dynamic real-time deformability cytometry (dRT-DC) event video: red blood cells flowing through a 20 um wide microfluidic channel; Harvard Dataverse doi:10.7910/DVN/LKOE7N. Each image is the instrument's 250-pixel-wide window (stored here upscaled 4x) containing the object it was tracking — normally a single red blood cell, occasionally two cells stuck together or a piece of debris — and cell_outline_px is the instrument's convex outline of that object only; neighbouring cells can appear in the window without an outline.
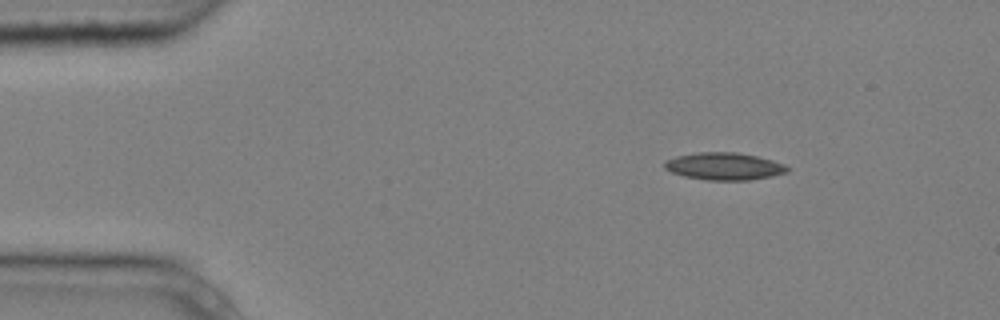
{"species": "common noctule bat (a hibernating species)", "species_latin": "Nyctalus noctula", "temperature_condition": "cold", "stored_images_in_passage": 3, "camera_frame_rate_fps": 3000, "um_per_image_px": 0.085, "animal": {"sex": "male", "body_mass_g": 20.4}, "frame": {"image": 1, "passage_image": 1, "time_ms": 0.0, "image_size_px": [1000, 320], "cell_outline_px": [[792, 168], [788, 172], [772, 176], [748, 180], [708, 180], [684, 176], [672, 172], [664, 168], [664, 160], [676, 156], [700, 152], [736, 152], [756, 156], [772, 160], [784, 164]], "centroid_in_image_um": [61.57, 14.13], "position_along_channel_um": 23.4, "area_um2": 19.59}}